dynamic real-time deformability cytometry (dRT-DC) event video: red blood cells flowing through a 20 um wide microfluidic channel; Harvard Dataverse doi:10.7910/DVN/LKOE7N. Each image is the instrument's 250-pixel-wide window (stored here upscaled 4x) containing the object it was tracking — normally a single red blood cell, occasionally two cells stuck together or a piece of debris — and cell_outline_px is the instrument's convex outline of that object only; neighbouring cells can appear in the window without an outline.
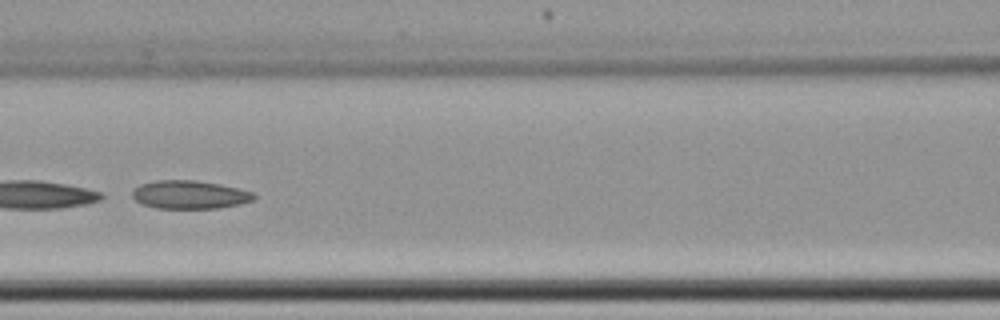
{"species": "common noctule bat (a hibernating species)", "species_latin": "Nyctalus noctula", "temperature_condition": "cold", "stored_images_in_passage": 43, "segment_of_instrument_passage": [2, 2], "camera_frame_rate_fps": 3000, "um_per_image_px": 0.085, "animal": {"sex": "female", "body_mass_g": 22.7, "forearm_length_mm": 54.2}, "frame": {"image": 1, "passage_image": 27, "time_ms": 8.667, "image_size_px": [1000, 320], "cell_outline_px": [[256, 196], [252, 200], [240, 204], [216, 208], [156, 208], [144, 204], [136, 200], [132, 196], [132, 192], [140, 184], [156, 180], [196, 180], [220, 184], [252, 192]], "centroid_in_image_um": [16.11, 16.54], "position_along_channel_um": 150.5, "area_um2": 19.83}}